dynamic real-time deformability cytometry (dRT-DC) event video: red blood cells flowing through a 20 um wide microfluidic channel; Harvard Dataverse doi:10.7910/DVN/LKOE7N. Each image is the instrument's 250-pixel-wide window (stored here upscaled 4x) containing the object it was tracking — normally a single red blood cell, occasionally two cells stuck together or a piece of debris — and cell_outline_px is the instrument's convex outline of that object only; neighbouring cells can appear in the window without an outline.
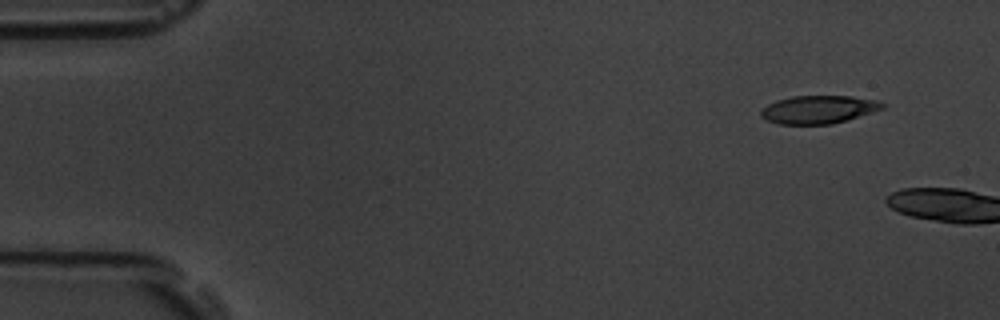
{"species": "common noctule bat (a hibernating species)", "species_latin": "Nyctalus noctula", "temperature_condition": "room temperature", "stored_images_in_passage": 2, "camera_frame_rate_fps": 3000, "um_per_image_px": 0.085, "animal": {"sex": "male", "body_mass_g": 19.5, "forearm_length_mm": 54.6}, "frame": {"image": 1, "passage_image": 1, "time_ms": 0.0, "image_size_px": [1000, 320], "cell_outline_px": [[888, 104], [884, 108], [848, 120], [832, 124], [780, 124], [768, 120], [760, 116], [760, 112], [768, 104], [776, 100], [792, 96], [852, 96], [876, 100]], "centroid_in_image_um": [69.61, 9.3], "position_along_channel_um": 15.4, "area_um2": 19.88}}